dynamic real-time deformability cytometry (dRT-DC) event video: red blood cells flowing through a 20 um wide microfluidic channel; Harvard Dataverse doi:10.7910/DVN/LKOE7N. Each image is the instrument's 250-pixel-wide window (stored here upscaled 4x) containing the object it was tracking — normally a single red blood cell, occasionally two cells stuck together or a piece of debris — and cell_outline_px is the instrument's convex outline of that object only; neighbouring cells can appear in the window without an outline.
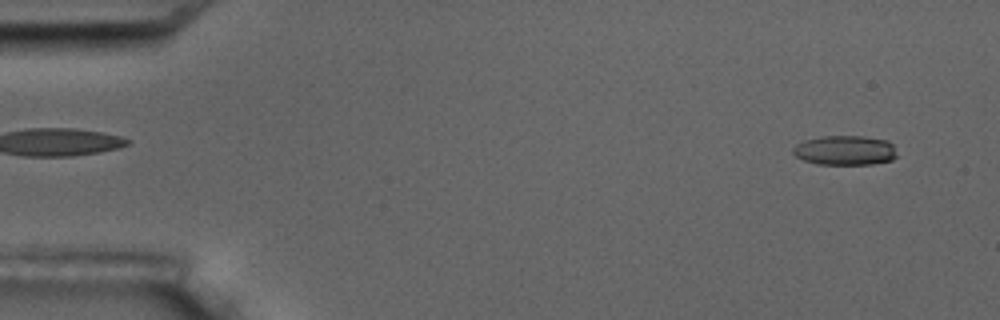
{"species": "common noctule bat (a hibernating species)", "species_latin": "Nyctalus noctula", "temperature_condition": "room temperature", "stored_images_in_passage": 2, "camera_frame_rate_fps": 3000, "um_per_image_px": 0.085, "animal": {"sex": "male", "body_mass_g": 17.5, "forearm_length_mm": 52.3}, "frame": {"image": 1, "passage_image": 2, "time_ms": 1.333, "image_size_px": [1000, 320], "cell_outline_px": [[896, 156], [892, 160], [872, 164], [816, 164], [804, 160], [796, 156], [792, 152], [792, 148], [796, 144], [804, 140], [820, 136], [864, 136], [888, 140], [892, 144]], "centroid_in_image_um": [71.8, 12.77], "position_along_channel_um": 13.2, "area_um2": 17.98}}